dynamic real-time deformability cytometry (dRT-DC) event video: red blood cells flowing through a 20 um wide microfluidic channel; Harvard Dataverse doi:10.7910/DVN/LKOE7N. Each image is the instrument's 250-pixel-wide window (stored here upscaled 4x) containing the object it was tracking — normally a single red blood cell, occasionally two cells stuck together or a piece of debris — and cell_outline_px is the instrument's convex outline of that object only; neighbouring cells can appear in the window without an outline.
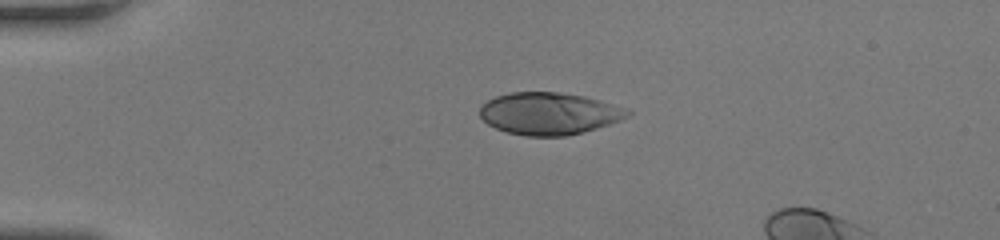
{"species": "human", "species_latin": "Homo sapiens", "temperature_condition": "room temperature", "stored_images_in_passage": 38, "camera_frame_rate_fps": 3000, "um_per_image_px": 0.085, "donor": {"sex": "female"}, "frame": {"image": 1, "passage_image": 1, "time_ms": 0.0, "image_size_px": [1000, 240], "cell_outline_px": [[632, 112], [628, 116], [620, 120], [584, 132], [568, 136], [524, 136], [508, 132], [496, 128], [488, 124], [480, 116], [480, 108], [488, 100], [496, 96], [508, 92], [560, 92], [584, 96], [628, 108]], "centroid_in_image_um": [46.68, 9.65], "position_along_channel_um": 38.3, "area_um2": 36.3}}
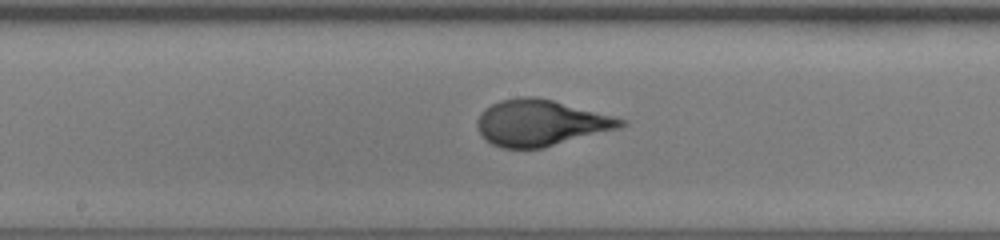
{"frame": {"image": 2, "passage_image": 17, "time_ms": 5.333, "image_size_px": [1000, 240], "cell_outline_px": [[628, 124], [620, 128], [544, 148], [500, 148], [484, 140], [476, 128], [476, 120], [492, 104], [500, 100], [520, 96], [536, 96], [552, 100], [628, 120]], "centroid_in_image_um": [45.96, 10.46], "position_along_channel_um": 202.2, "area_um2": 38.67}}
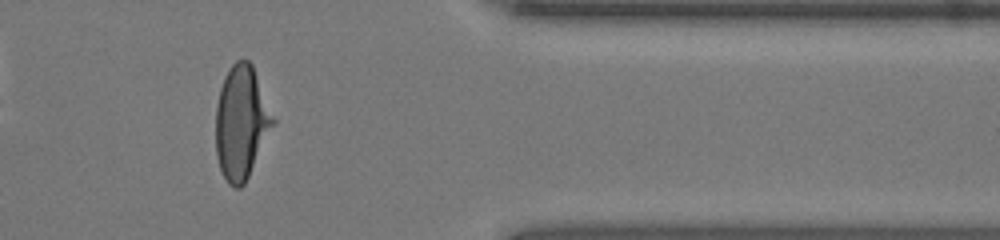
{"frame": {"image": 3, "passage_image": 32, "time_ms": 10.333, "image_size_px": [1000, 240], "cell_outline_px": [[276, 120], [244, 184], [240, 188], [236, 188], [228, 184], [220, 168], [216, 156], [216, 108], [220, 88], [224, 76], [228, 68], [236, 60], [248, 60], [252, 64]], "centroid_in_image_um": [20.5, 10.39], "position_along_channel_um": 390.9, "area_um2": 37.63}}